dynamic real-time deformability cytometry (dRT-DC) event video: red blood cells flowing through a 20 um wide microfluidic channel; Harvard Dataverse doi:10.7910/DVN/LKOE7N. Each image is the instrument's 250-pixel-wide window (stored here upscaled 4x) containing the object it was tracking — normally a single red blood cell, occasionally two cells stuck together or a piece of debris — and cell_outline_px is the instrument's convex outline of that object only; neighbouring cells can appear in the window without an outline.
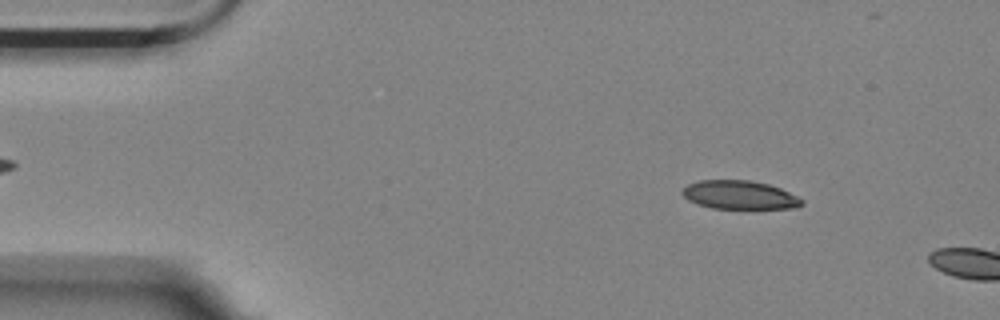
{"species": "Egyptian fruit bat (a non-hibernating species)", "species_latin": "Rousettus aegyptiacus", "temperature_condition": "room temperature", "stored_images_in_passage": 9, "camera_frame_rate_fps": 3000, "um_per_image_px": 0.085, "animal": {"sex": "female"}, "frame": {"image": 1, "passage_image": 6, "time_ms": 1.667, "image_size_px": [1000, 320], "cell_outline_px": [[804, 204], [792, 208], [712, 208], [696, 204], [688, 200], [680, 192], [688, 184], [700, 180], [748, 180], [768, 184], [780, 188], [804, 200]], "centroid_in_image_um": [62.83, 16.57], "position_along_channel_um": 22.2, "area_um2": 19.77}}